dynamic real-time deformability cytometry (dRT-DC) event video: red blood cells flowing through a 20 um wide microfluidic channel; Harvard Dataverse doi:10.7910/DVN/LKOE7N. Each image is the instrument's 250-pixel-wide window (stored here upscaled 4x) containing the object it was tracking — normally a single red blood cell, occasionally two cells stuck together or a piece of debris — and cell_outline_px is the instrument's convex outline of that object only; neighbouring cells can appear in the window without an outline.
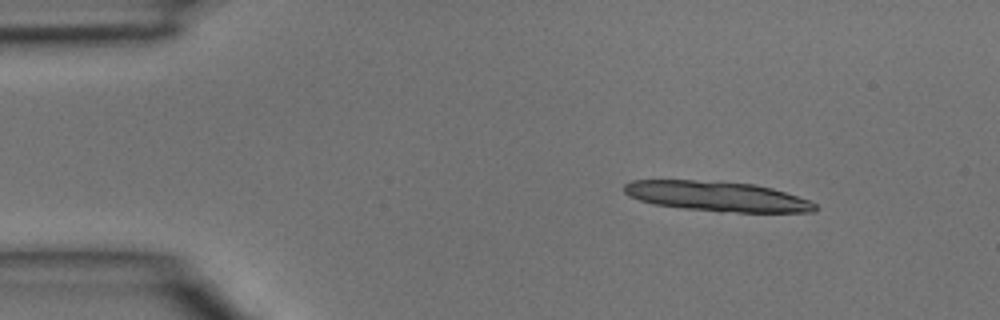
{"species": "common noctule bat (a hibernating species)", "species_latin": "Nyctalus noctula", "temperature_condition": "room temperature", "stored_images_in_passage": 3, "camera_frame_rate_fps": 3000, "um_per_image_px": 0.085, "animal": {"sex": "male", "body_mass_g": 15.6}, "frame": {"image": 1, "passage_image": 1, "time_ms": 0.0, "image_size_px": [1000, 320], "cell_outline_px": [[816, 208], [812, 212], [720, 212], [684, 208], [656, 204], [640, 200], [628, 196], [624, 192], [624, 184], [632, 180], [696, 180], [756, 184], [772, 188], [808, 200], [816, 204]], "centroid_in_image_um": [60.92, 16.68], "position_along_channel_um": 24.1, "area_um2": 33.12}}